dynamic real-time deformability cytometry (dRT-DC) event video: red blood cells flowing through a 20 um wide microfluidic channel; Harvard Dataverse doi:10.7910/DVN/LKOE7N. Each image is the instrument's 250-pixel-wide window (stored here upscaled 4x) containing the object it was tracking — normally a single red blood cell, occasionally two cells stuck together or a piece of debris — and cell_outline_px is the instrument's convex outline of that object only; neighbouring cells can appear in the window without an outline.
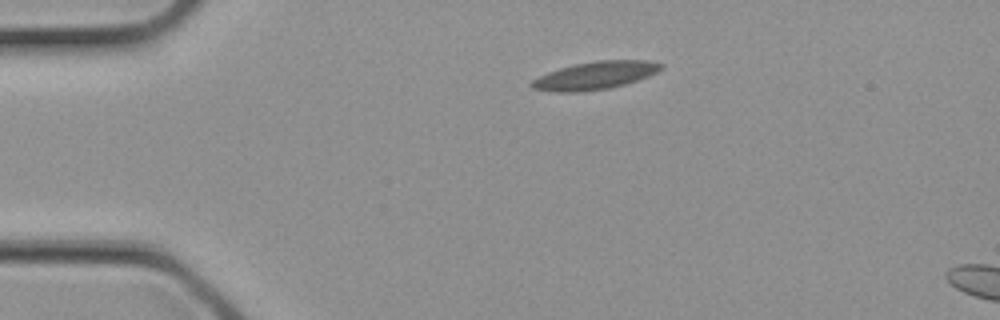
{"species": "common noctule bat (a hibernating species)", "species_latin": "Nyctalus noctula", "temperature_condition": "cold", "stored_images_in_passage": 2, "camera_frame_rate_fps": 3000, "um_per_image_px": 0.085, "animal": {"sex": "female", "body_mass_g": 21.9}, "frame": {"image": 1, "passage_image": 1, "time_ms": 0.0, "image_size_px": [1000, 320], "cell_outline_px": [[664, 68], [648, 76], [624, 84], [608, 88], [580, 92], [552, 92], [532, 88], [528, 84], [532, 80], [548, 72], [572, 64], [596, 60], [648, 60], [664, 64]], "centroid_in_image_um": [50.57, 6.41], "position_along_channel_um": 34.4, "area_um2": 21.04}}